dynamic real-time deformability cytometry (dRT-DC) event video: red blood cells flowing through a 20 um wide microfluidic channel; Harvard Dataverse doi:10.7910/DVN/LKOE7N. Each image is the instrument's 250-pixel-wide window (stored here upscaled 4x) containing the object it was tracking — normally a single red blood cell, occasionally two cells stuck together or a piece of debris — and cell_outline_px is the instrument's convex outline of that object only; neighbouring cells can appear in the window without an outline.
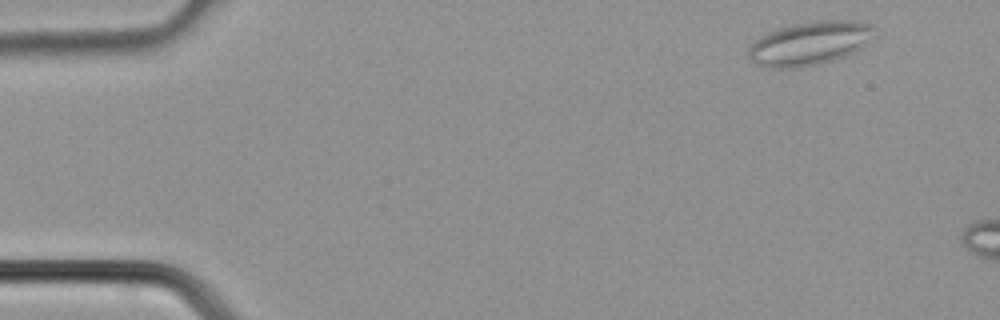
{"species": "common noctule bat (a hibernating species)", "species_latin": "Nyctalus noctula", "temperature_condition": "cold", "stored_images_in_passage": 6, "camera_frame_rate_fps": 3000, "um_per_image_px": 0.085, "animal": {"sex": "male", "body_mass_g": 21.5, "forearm_length_mm": 52.0}, "frame": {"image": 1, "passage_image": 2, "time_ms": 0.333, "image_size_px": [1000, 320], "cell_outline_px": [[876, 36], [860, 48], [844, 56], [832, 60], [816, 64], [792, 68], [764, 68], [756, 64], [748, 56], [748, 52], [752, 44], [756, 40], [768, 32], [792, 24], [816, 20], [860, 20], [872, 24], [876, 28]], "centroid_in_image_um": [68.88, 3.66], "position_along_channel_um": 16.1, "area_um2": 32.14}}